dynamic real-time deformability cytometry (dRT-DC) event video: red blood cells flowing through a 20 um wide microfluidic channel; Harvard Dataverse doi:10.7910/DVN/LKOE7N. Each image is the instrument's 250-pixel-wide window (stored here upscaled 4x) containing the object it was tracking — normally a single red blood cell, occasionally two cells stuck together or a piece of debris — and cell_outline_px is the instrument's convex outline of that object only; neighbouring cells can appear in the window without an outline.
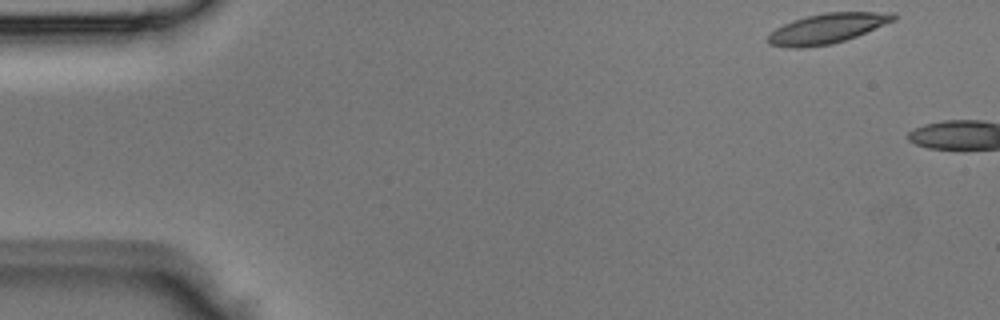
{"species": "Egyptian fruit bat (a non-hibernating species)", "species_latin": "Rousettus aegyptiacus", "temperature_condition": "room temperature", "stored_images_in_passage": 3, "camera_frame_rate_fps": 3000, "um_per_image_px": 0.085, "animal": {"sex": "male"}, "frame": {"image": 1, "passage_image": 1, "time_ms": 0.0, "image_size_px": [1000, 320], "cell_outline_px": [[896, 20], [856, 36], [832, 44], [804, 48], [784, 48], [768, 44], [768, 36], [776, 28], [792, 20], [824, 12], [892, 12], [896, 16]], "centroid_in_image_um": [70.29, 2.43], "position_along_channel_um": 14.7, "area_um2": 21.96}}